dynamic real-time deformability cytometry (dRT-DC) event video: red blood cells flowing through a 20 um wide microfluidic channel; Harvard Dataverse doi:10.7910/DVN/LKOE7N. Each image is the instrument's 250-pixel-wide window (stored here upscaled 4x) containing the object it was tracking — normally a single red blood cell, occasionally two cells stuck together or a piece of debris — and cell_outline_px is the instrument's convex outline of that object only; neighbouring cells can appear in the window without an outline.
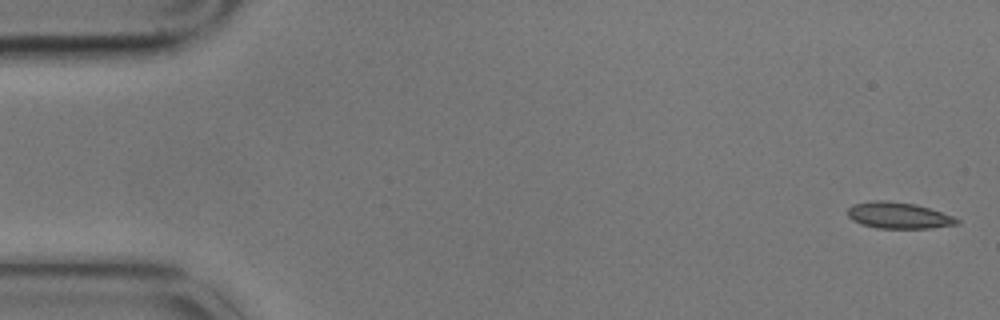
{"species": "common noctule bat (a hibernating species)", "species_latin": "Nyctalus noctula", "temperature_condition": "cold", "stored_images_in_passage": 4, "camera_frame_rate_fps": 3000, "um_per_image_px": 0.085, "animal": {"sex": "male", "body_mass_g": 17.9}, "frame": {"image": 1, "passage_image": 1, "time_ms": 0.0, "image_size_px": [1000, 320], "cell_outline_px": [[960, 224], [928, 228], [876, 228], [860, 224], [852, 220], [848, 216], [848, 208], [852, 204], [872, 200], [888, 200], [916, 204], [956, 216], [960, 220]], "centroid_in_image_um": [76.39, 18.3], "position_along_channel_um": 8.6, "area_um2": 17.05}}
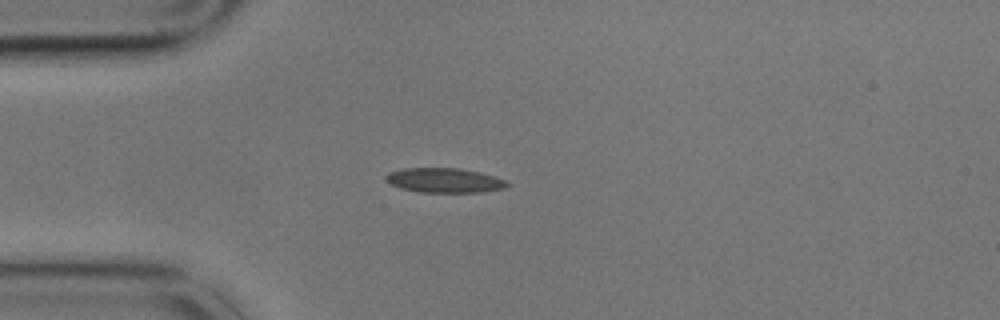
{"frame": {"image": 2, "passage_image": 4, "time_ms": 1.0, "image_size_px": [1000, 320], "cell_outline_px": [[512, 184], [504, 188], [480, 192], [420, 192], [400, 188], [392, 184], [384, 176], [392, 172], [404, 168], [460, 168], [480, 172], [504, 180]], "centroid_in_image_um": [37.81, 15.33], "position_along_channel_um": 47.2, "area_um2": 17.17}}